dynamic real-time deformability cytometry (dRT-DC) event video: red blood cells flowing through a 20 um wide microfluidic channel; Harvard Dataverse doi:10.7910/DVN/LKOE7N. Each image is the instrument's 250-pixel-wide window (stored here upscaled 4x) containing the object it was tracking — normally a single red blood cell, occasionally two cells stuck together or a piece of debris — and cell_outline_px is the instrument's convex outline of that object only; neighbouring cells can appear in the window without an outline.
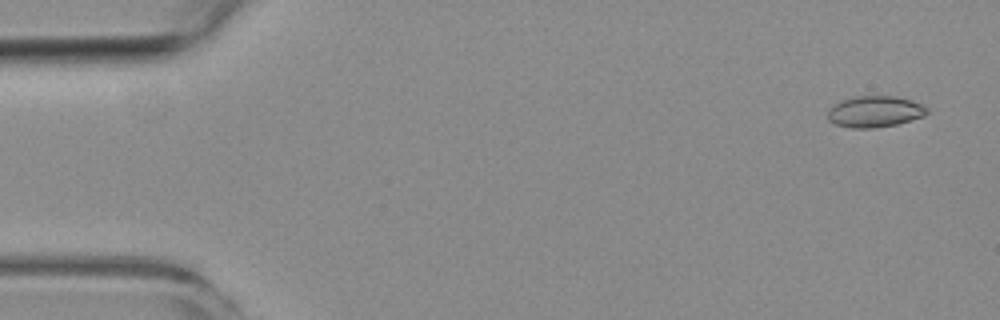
{"species": "common noctule bat (a hibernating species)", "species_latin": "Nyctalus noctula", "temperature_condition": "room temperature", "stored_images_in_passage": 5, "camera_frame_rate_fps": 3000, "um_per_image_px": 0.085, "animal": {"sex": "female", "body_mass_g": 19.3, "forearm_length_mm": 54.1}, "frame": {"image": 1, "passage_image": 1, "time_ms": 0.0, "image_size_px": [1000, 320], "cell_outline_px": [[928, 112], [924, 116], [896, 124], [872, 128], [852, 128], [836, 124], [828, 120], [828, 112], [836, 104], [844, 100], [856, 96], [896, 96], [920, 104], [928, 108]], "centroid_in_image_um": [74.37, 9.49], "position_along_channel_um": 10.6, "area_um2": 17.69}}
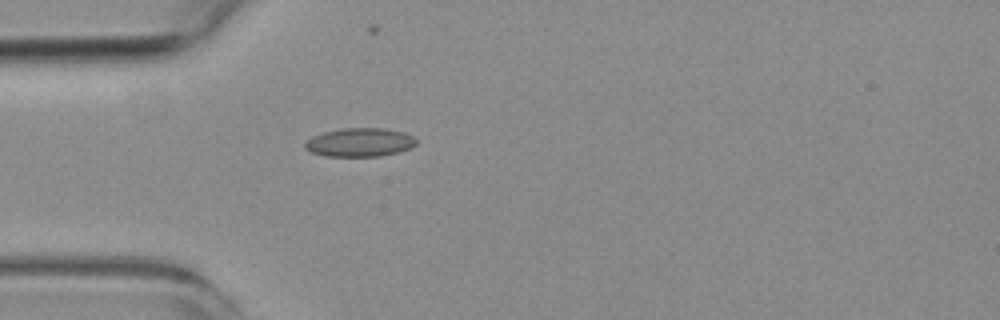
{"frame": {"image": 2, "passage_image": 4, "time_ms": 4.333, "image_size_px": [1000, 320], "cell_outline_px": [[416, 144], [400, 152], [380, 156], [324, 156], [312, 152], [304, 148], [304, 144], [312, 136], [324, 132], [340, 128], [384, 128], [404, 132], [412, 136], [416, 140]], "centroid_in_image_um": [30.57, 12.09], "position_along_channel_um": 54.4, "area_um2": 18.55}}